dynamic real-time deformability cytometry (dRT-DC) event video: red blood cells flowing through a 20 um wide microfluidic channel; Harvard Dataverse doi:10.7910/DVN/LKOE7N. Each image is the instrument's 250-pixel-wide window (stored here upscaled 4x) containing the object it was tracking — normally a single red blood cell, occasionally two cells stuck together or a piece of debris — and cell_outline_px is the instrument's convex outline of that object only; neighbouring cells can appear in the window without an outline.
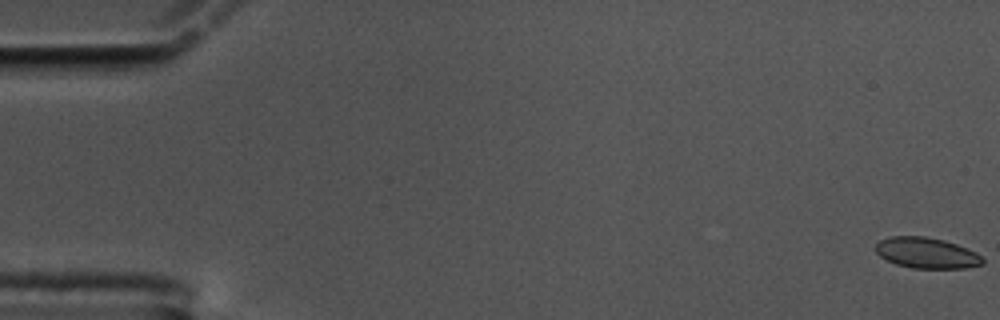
{"species": "common noctule bat (a hibernating species)", "species_latin": "Nyctalus noctula", "temperature_condition": "cold", "stored_images_in_passage": 60, "camera_frame_rate_fps": 3000, "um_per_image_px": 0.085, "animal": {"sex": "male", "body_mass_g": 17.5, "forearm_length_mm": 52.3}, "frame": {"image": 1, "passage_image": 1, "time_ms": 0.0, "image_size_px": [1000, 320], "cell_outline_px": [[984, 264], [964, 268], [912, 268], [896, 264], [880, 256], [876, 252], [876, 244], [880, 240], [888, 236], [924, 236], [944, 240], [956, 244], [976, 252], [984, 260]], "centroid_in_image_um": [78.75, 21.49], "position_along_channel_um": 6.2, "area_um2": 19.13}}
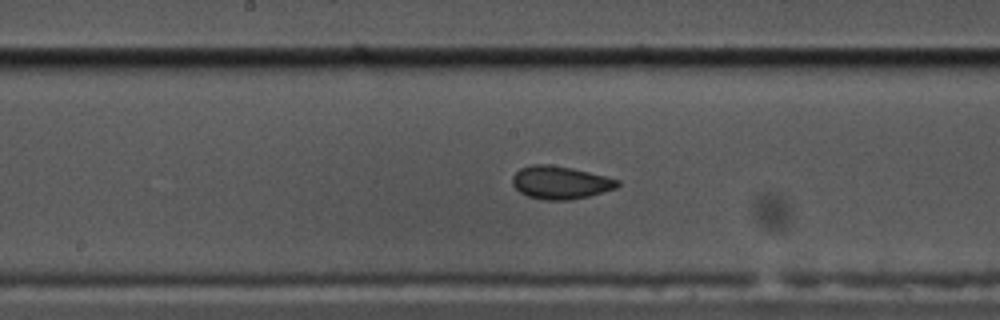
{"frame": {"image": 2, "passage_image": 31, "time_ms": 10.0, "image_size_px": [1000, 320], "cell_outline_px": [[620, 184], [616, 188], [588, 196], [572, 200], [544, 200], [528, 196], [520, 192], [512, 184], [512, 176], [520, 168], [532, 164], [548, 164], [572, 168], [620, 180]], "centroid_in_image_um": [47.61, 15.51], "position_along_channel_um": 200.6, "area_um2": 20.11}}
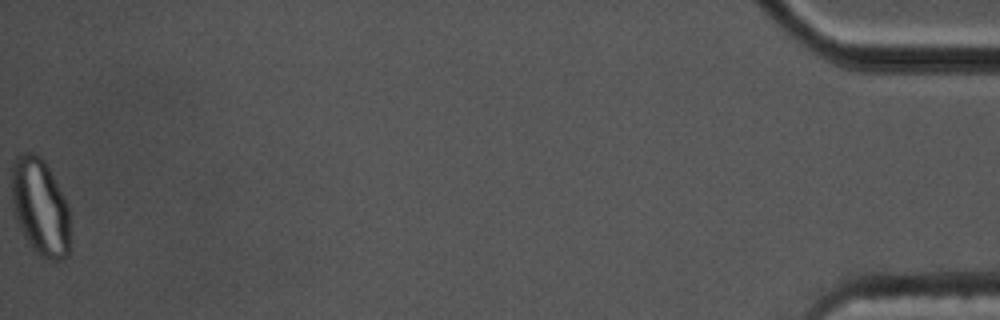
{"frame": {"image": 3, "passage_image": 60, "time_ms": 19.667, "image_size_px": [1000, 320], "cell_outline_px": [[72, 240], [68, 256], [60, 260], [44, 260], [36, 252], [24, 236], [16, 220], [12, 200], [12, 164], [16, 156], [24, 152], [32, 152], [40, 156], [44, 160], [68, 204]], "centroid_in_image_um": [3.45, 17.64], "position_along_channel_um": 431.7, "area_um2": 33.58}, "authors_computed_cell_mechanics": {"area_um2": 19.6231, "velocity_mm_per_s": 3.4254, "shape_relaxation_time_tau1_ms": 7.9029, "shape_relaxation_time_tau2_ms": null, "deformation_change_tau1": 0.1392, "deformation_change_tau2": null}}